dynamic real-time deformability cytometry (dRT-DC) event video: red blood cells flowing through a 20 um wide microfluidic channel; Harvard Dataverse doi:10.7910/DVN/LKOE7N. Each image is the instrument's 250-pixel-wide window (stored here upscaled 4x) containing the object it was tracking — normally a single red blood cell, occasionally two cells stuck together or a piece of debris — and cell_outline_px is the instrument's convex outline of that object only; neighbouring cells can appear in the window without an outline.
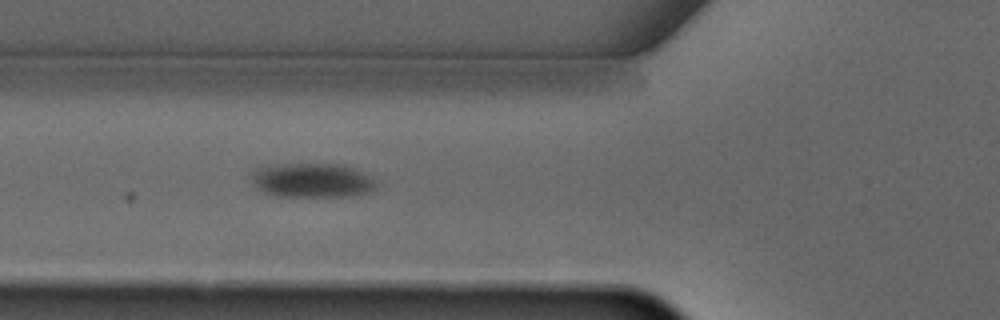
{"species": "common noctule bat (a hibernating species)", "species_latin": "Nyctalus noctula", "temperature_condition": "warm", "stored_images_in_passage": 4, "camera_frame_rate_fps": 3000, "um_per_image_px": 0.085, "animal": {"sex": "male", "forearm_length_mm": 52.5}, "frame": {"image": 1, "passage_image": 4, "time_ms": 3.667, "image_size_px": [1000, 320], "cell_outline_px": [[376, 188], [364, 192], [340, 196], [284, 196], [264, 192], [252, 180], [252, 172], [256, 168], [288, 164], [344, 164], [356, 168], [372, 176], [376, 180]], "centroid_in_image_um": [26.59, 15.3], "position_along_channel_um": 99.2, "area_um2": 24.51}}